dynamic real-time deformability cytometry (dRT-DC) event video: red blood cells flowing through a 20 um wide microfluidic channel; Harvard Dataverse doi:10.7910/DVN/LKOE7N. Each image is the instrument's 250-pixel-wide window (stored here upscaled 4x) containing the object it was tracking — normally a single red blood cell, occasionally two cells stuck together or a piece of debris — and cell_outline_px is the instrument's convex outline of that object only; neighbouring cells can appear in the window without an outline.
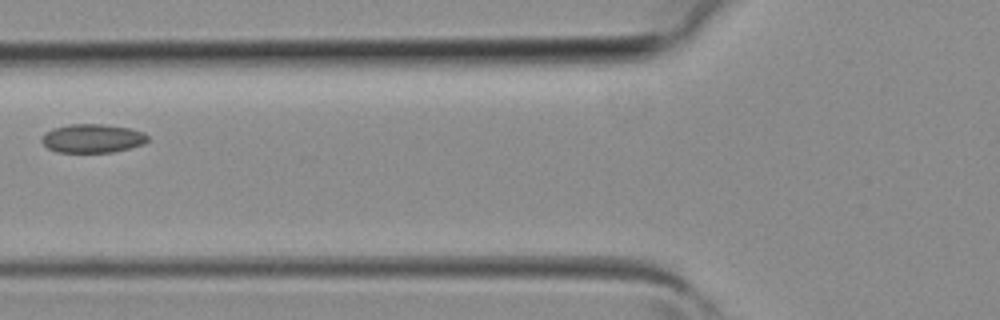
{"species": "common noctule bat (a hibernating species)", "species_latin": "Nyctalus noctula", "temperature_condition": "room temperature", "stored_images_in_passage": 3, "camera_frame_rate_fps": 3000, "um_per_image_px": 0.085, "animal": {"sex": "female", "body_mass_g": 19.3, "forearm_length_mm": 54.1}, "frame": {"image": 1, "passage_image": 3, "time_ms": 0.667, "image_size_px": [1000, 320], "cell_outline_px": [[148, 140], [144, 144], [112, 152], [56, 152], [48, 148], [40, 140], [44, 132], [52, 128], [68, 124], [100, 124], [128, 128], [144, 132], [148, 136]], "centroid_in_image_um": [7.82, 11.76], "position_along_channel_um": 118.0, "area_um2": 17.74}}